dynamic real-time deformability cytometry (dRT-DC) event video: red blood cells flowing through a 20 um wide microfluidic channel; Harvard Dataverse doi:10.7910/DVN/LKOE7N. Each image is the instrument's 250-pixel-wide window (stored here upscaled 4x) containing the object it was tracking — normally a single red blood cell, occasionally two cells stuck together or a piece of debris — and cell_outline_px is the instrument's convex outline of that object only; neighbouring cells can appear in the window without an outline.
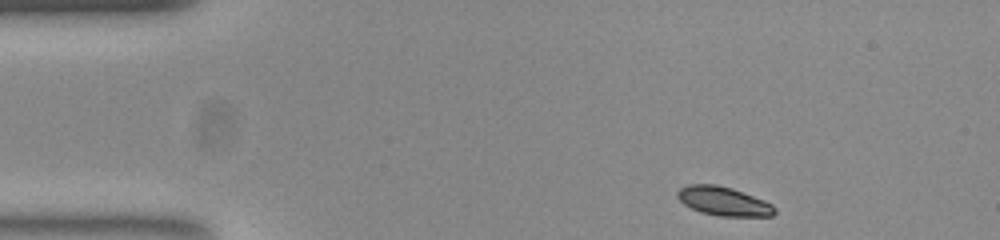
{"species": "common noctule bat (a hibernating species)", "species_latin": "Nyctalus noctula", "temperature_condition": "room temperature", "stored_images_in_passage": 48, "camera_frame_rate_fps": 3000, "um_per_image_px": 0.085, "animal": {"sex": "female", "body_mass_g": 23.0, "forearm_length_mm": 53.4}, "frame": {"image": 1, "passage_image": 1, "time_ms": 0.0, "image_size_px": [1000, 240], "cell_outline_px": [[776, 212], [772, 216], [720, 216], [700, 212], [684, 204], [676, 196], [676, 192], [680, 188], [688, 184], [716, 184], [732, 188], [764, 200], [772, 204], [776, 208]], "centroid_in_image_um": [61.5, 17.1], "position_along_channel_um": 23.5, "area_um2": 16.42}}
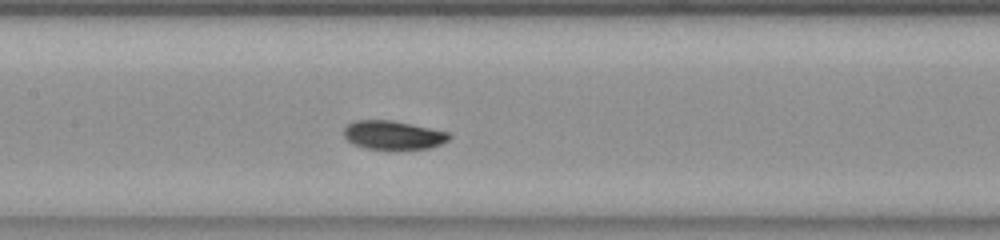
{"frame": {"image": 2, "passage_image": 19, "time_ms": 6.0, "image_size_px": [1000, 240], "cell_outline_px": [[452, 136], [448, 140], [440, 144], [428, 148], [388, 152], [364, 148], [352, 144], [344, 136], [344, 128], [348, 124], [356, 120], [392, 120], [412, 124], [448, 132]], "centroid_in_image_um": [33.4, 11.52], "position_along_channel_um": 174.0, "area_um2": 18.26}}
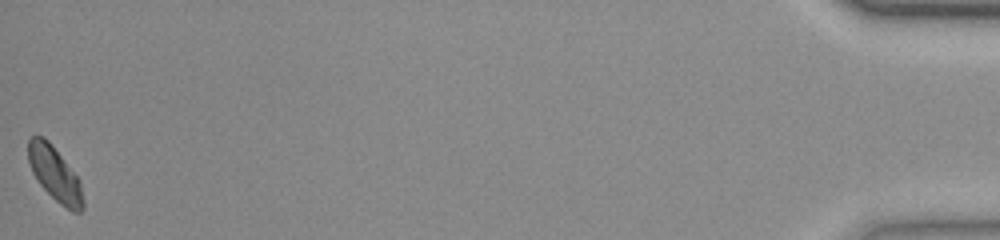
{"frame": {"image": 3, "passage_image": 48, "time_ms": 15.667, "image_size_px": [1000, 240], "cell_outline_px": [[84, 208], [80, 212], [72, 212], [60, 204], [40, 184], [32, 172], [28, 160], [28, 140], [32, 136], [44, 136], [52, 144], [80, 180], [84, 200]], "centroid_in_image_um": [4.68, 14.79], "position_along_channel_um": 430.5, "area_um2": 17.34}, "authors_computed_cell_mechanics": {"area_um2": 17.3978, "velocity_mm_per_s": 3.7172, "shape_relaxation_time_tau1_ms": 3.2035, "shape_relaxation_time_tau2_ms": 5.939, "deformation_change_tau1": 0.1026, "deformation_change_tau2": 0.0572}}